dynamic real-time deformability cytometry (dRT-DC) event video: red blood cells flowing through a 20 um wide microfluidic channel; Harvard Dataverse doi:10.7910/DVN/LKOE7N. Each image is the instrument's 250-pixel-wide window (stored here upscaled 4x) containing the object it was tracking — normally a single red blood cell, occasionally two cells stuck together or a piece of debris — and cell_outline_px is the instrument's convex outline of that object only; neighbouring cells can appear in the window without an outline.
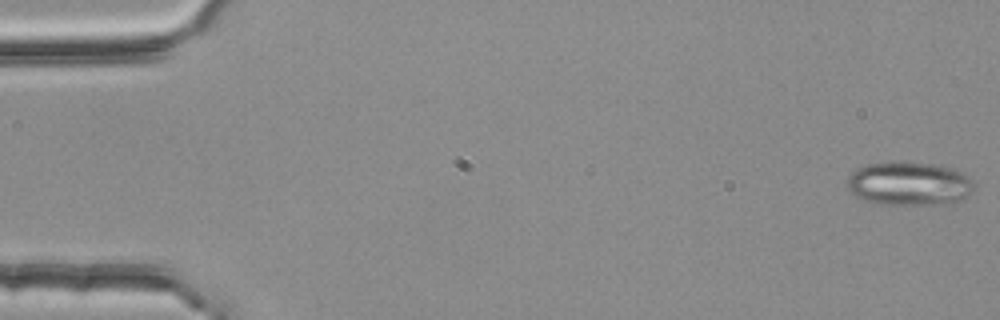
{"species": "common noctule bat (a hibernating species)", "species_latin": "Nyctalus noctula", "temperature_condition": "room temperature", "stored_images_in_passage": 4, "camera_frame_rate_fps": 3000, "um_per_image_px": 0.085, "animal": {"sex": "female", "body_mass_g": 25.1}, "frame": {"image": 1, "passage_image": 1, "time_ms": 0.0, "image_size_px": [1000, 320], "cell_outline_px": [[976, 184], [972, 192], [956, 200], [932, 204], [876, 204], [864, 200], [856, 196], [848, 188], [848, 176], [856, 168], [868, 164], [932, 164], [952, 168], [968, 176]], "centroid_in_image_um": [77.26, 15.63], "position_along_channel_um": 7.7, "area_um2": 31.27}}